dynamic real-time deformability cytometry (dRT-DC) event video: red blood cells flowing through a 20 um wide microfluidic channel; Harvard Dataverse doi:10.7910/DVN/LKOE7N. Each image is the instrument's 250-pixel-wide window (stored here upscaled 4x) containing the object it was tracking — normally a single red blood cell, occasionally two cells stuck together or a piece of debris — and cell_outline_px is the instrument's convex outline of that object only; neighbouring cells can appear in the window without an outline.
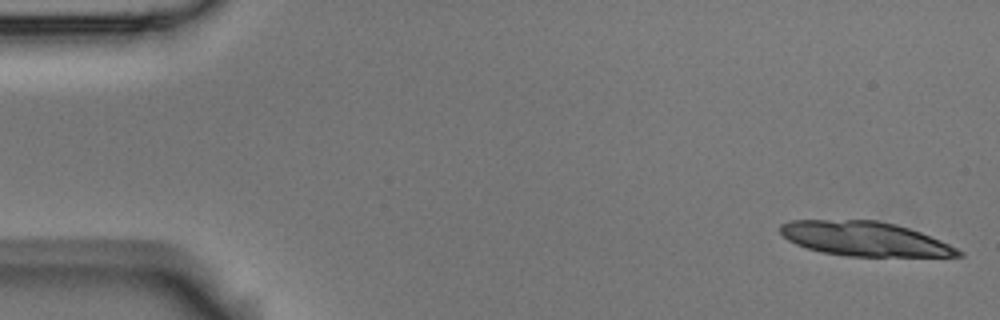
{"species": "Egyptian fruit bat (a non-hibernating species)", "species_latin": "Rousettus aegyptiacus", "temperature_condition": "room temperature", "stored_images_in_passage": 4, "camera_frame_rate_fps": 3000, "um_per_image_px": 0.085, "animal": {"sex": "male"}, "frame": {"image": 1, "passage_image": 1, "time_ms": 0.0, "image_size_px": [1000, 320], "cell_outline_px": [[964, 256], [848, 256], [820, 252], [796, 244], [788, 240], [780, 232], [780, 224], [792, 220], [876, 220], [896, 224], [920, 232], [940, 240], [964, 252]], "centroid_in_image_um": [73.48, 20.3], "position_along_channel_um": 11.5, "area_um2": 35.43}}